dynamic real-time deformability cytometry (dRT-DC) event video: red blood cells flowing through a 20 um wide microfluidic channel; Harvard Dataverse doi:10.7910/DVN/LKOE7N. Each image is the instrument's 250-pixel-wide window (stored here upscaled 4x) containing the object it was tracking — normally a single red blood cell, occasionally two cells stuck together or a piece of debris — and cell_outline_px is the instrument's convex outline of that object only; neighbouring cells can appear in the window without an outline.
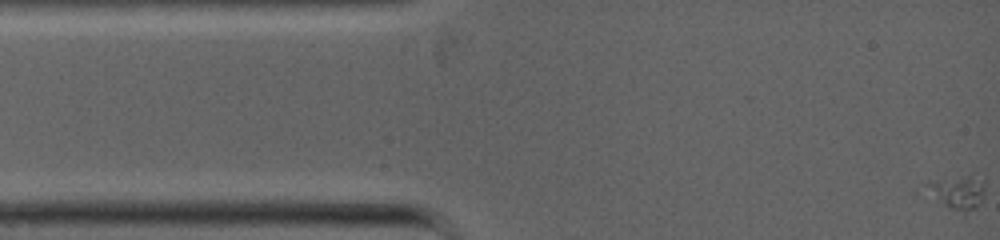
{"species": "common noctule bat (a hibernating species)", "species_latin": "Nyctalus noctula", "temperature_condition": "warm", "stored_images_in_passage": 56, "camera_frame_rate_fps": 5000, "um_per_image_px": 0.085, "animal": {"sex": "female", "body_mass_g": 19.0, "forearm_length_mm": 53.3}, "frame": {"image": 1, "passage_image": 1, "time_ms": 0.0, "image_size_px": [1000, 240], "cell_outline_px": [[984, 196], [964, 220], [940, 204], [920, 188], [924, 184], [936, 180], [968, 176], [984, 180]], "centroid_in_image_um": [81.33, 16.47], "position_along_channel_um": 3.7, "area_um2": 12.25}}